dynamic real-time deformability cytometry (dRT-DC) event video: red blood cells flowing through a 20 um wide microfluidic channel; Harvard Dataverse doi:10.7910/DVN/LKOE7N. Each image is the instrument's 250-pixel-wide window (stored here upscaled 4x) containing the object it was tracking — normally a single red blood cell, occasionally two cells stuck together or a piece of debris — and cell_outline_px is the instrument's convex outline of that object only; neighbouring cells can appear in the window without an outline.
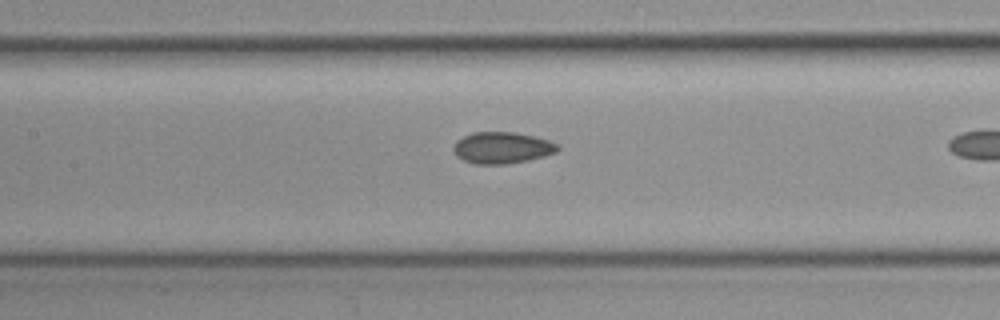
{"species": "common noctule bat (a hibernating species)", "species_latin": "Nyctalus noctula", "temperature_condition": "cold", "stored_images_in_passage": 9, "camera_frame_rate_fps": 3000, "um_per_image_px": 0.085, "animal": {"sex": "female", "body_mass_g": 19.3, "forearm_length_mm": 54.1}, "frame": {"image": 1, "passage_image": 8, "time_ms": 2.333, "image_size_px": [1000, 320], "cell_outline_px": [[560, 148], [556, 152], [544, 156], [528, 160], [508, 164], [476, 164], [464, 160], [456, 156], [452, 148], [456, 140], [472, 132], [516, 132], [548, 140], [556, 144]], "centroid_in_image_um": [42.64, 12.56], "position_along_channel_um": 164.8, "area_um2": 19.13}}